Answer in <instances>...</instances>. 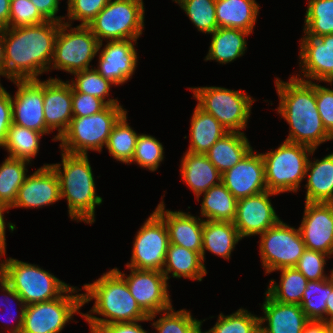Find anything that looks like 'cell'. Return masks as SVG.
I'll list each match as a JSON object with an SVG mask.
<instances>
[{
  "instance_id": "cell-4",
  "label": "cell",
  "mask_w": 333,
  "mask_h": 333,
  "mask_svg": "<svg viewBox=\"0 0 333 333\" xmlns=\"http://www.w3.org/2000/svg\"><path fill=\"white\" fill-rule=\"evenodd\" d=\"M61 157V163L49 165L57 174L61 200H67L70 220L92 225L95 222L96 205L99 206L103 199L96 192L89 157L62 150Z\"/></svg>"
},
{
  "instance_id": "cell-44",
  "label": "cell",
  "mask_w": 333,
  "mask_h": 333,
  "mask_svg": "<svg viewBox=\"0 0 333 333\" xmlns=\"http://www.w3.org/2000/svg\"><path fill=\"white\" fill-rule=\"evenodd\" d=\"M164 160V147L152 135L139 134L132 160L127 164L136 163L141 168H146L150 172L158 170Z\"/></svg>"
},
{
  "instance_id": "cell-57",
  "label": "cell",
  "mask_w": 333,
  "mask_h": 333,
  "mask_svg": "<svg viewBox=\"0 0 333 333\" xmlns=\"http://www.w3.org/2000/svg\"><path fill=\"white\" fill-rule=\"evenodd\" d=\"M326 321L333 317V277L328 278V298L326 300Z\"/></svg>"
},
{
  "instance_id": "cell-28",
  "label": "cell",
  "mask_w": 333,
  "mask_h": 333,
  "mask_svg": "<svg viewBox=\"0 0 333 333\" xmlns=\"http://www.w3.org/2000/svg\"><path fill=\"white\" fill-rule=\"evenodd\" d=\"M242 240L233 222L204 220L201 257L205 262V251L230 260L231 252Z\"/></svg>"
},
{
  "instance_id": "cell-3",
  "label": "cell",
  "mask_w": 333,
  "mask_h": 333,
  "mask_svg": "<svg viewBox=\"0 0 333 333\" xmlns=\"http://www.w3.org/2000/svg\"><path fill=\"white\" fill-rule=\"evenodd\" d=\"M82 288L86 291L82 293L83 306L95 300L90 311L82 314L89 324L90 333L103 325L141 321L149 317L131 295L125 279L114 268Z\"/></svg>"
},
{
  "instance_id": "cell-36",
  "label": "cell",
  "mask_w": 333,
  "mask_h": 333,
  "mask_svg": "<svg viewBox=\"0 0 333 333\" xmlns=\"http://www.w3.org/2000/svg\"><path fill=\"white\" fill-rule=\"evenodd\" d=\"M27 161L6 157L0 165V203L11 209L18 190L27 177Z\"/></svg>"
},
{
  "instance_id": "cell-41",
  "label": "cell",
  "mask_w": 333,
  "mask_h": 333,
  "mask_svg": "<svg viewBox=\"0 0 333 333\" xmlns=\"http://www.w3.org/2000/svg\"><path fill=\"white\" fill-rule=\"evenodd\" d=\"M199 32L211 34L218 28L216 0H175Z\"/></svg>"
},
{
  "instance_id": "cell-40",
  "label": "cell",
  "mask_w": 333,
  "mask_h": 333,
  "mask_svg": "<svg viewBox=\"0 0 333 333\" xmlns=\"http://www.w3.org/2000/svg\"><path fill=\"white\" fill-rule=\"evenodd\" d=\"M72 75H74L75 78H72L71 81L69 80L68 82L75 91L100 98L107 105L120 104L118 98L112 99L109 97L111 86L116 85L102 77L94 67L76 72Z\"/></svg>"
},
{
  "instance_id": "cell-16",
  "label": "cell",
  "mask_w": 333,
  "mask_h": 333,
  "mask_svg": "<svg viewBox=\"0 0 333 333\" xmlns=\"http://www.w3.org/2000/svg\"><path fill=\"white\" fill-rule=\"evenodd\" d=\"M300 73L294 77L312 82L333 84V34L303 36L300 40ZM301 75V76H300ZM307 78V79H306ZM311 79V80H310Z\"/></svg>"
},
{
  "instance_id": "cell-24",
  "label": "cell",
  "mask_w": 333,
  "mask_h": 333,
  "mask_svg": "<svg viewBox=\"0 0 333 333\" xmlns=\"http://www.w3.org/2000/svg\"><path fill=\"white\" fill-rule=\"evenodd\" d=\"M264 299L261 306L264 316L259 317L260 333H302L309 319L300 305L280 303L266 292Z\"/></svg>"
},
{
  "instance_id": "cell-12",
  "label": "cell",
  "mask_w": 333,
  "mask_h": 333,
  "mask_svg": "<svg viewBox=\"0 0 333 333\" xmlns=\"http://www.w3.org/2000/svg\"><path fill=\"white\" fill-rule=\"evenodd\" d=\"M305 250L299 228L281 219L260 234L259 251L265 275L281 268L295 267Z\"/></svg>"
},
{
  "instance_id": "cell-22",
  "label": "cell",
  "mask_w": 333,
  "mask_h": 333,
  "mask_svg": "<svg viewBox=\"0 0 333 333\" xmlns=\"http://www.w3.org/2000/svg\"><path fill=\"white\" fill-rule=\"evenodd\" d=\"M44 118L46 127L58 133L52 139L58 141L68 129L72 113V87L67 81L49 77L44 81Z\"/></svg>"
},
{
  "instance_id": "cell-10",
  "label": "cell",
  "mask_w": 333,
  "mask_h": 333,
  "mask_svg": "<svg viewBox=\"0 0 333 333\" xmlns=\"http://www.w3.org/2000/svg\"><path fill=\"white\" fill-rule=\"evenodd\" d=\"M62 22L54 45V54L49 70H62L74 74L90 67V62L98 54L100 42L88 25ZM69 31V32H68Z\"/></svg>"
},
{
  "instance_id": "cell-11",
  "label": "cell",
  "mask_w": 333,
  "mask_h": 333,
  "mask_svg": "<svg viewBox=\"0 0 333 333\" xmlns=\"http://www.w3.org/2000/svg\"><path fill=\"white\" fill-rule=\"evenodd\" d=\"M81 290L70 286L56 299L26 305L20 333H60L74 314H83Z\"/></svg>"
},
{
  "instance_id": "cell-9",
  "label": "cell",
  "mask_w": 333,
  "mask_h": 333,
  "mask_svg": "<svg viewBox=\"0 0 333 333\" xmlns=\"http://www.w3.org/2000/svg\"><path fill=\"white\" fill-rule=\"evenodd\" d=\"M143 0H110L88 24L100 43L103 40H138L143 34Z\"/></svg>"
},
{
  "instance_id": "cell-26",
  "label": "cell",
  "mask_w": 333,
  "mask_h": 333,
  "mask_svg": "<svg viewBox=\"0 0 333 333\" xmlns=\"http://www.w3.org/2000/svg\"><path fill=\"white\" fill-rule=\"evenodd\" d=\"M218 28H234L253 33L260 6L256 0H216Z\"/></svg>"
},
{
  "instance_id": "cell-33",
  "label": "cell",
  "mask_w": 333,
  "mask_h": 333,
  "mask_svg": "<svg viewBox=\"0 0 333 333\" xmlns=\"http://www.w3.org/2000/svg\"><path fill=\"white\" fill-rule=\"evenodd\" d=\"M203 194L201 203V216L204 220L233 222L236 217L237 199L220 182L212 186L206 192L201 193L196 200Z\"/></svg>"
},
{
  "instance_id": "cell-42",
  "label": "cell",
  "mask_w": 333,
  "mask_h": 333,
  "mask_svg": "<svg viewBox=\"0 0 333 333\" xmlns=\"http://www.w3.org/2000/svg\"><path fill=\"white\" fill-rule=\"evenodd\" d=\"M259 325V316L239 308L230 315L220 313L214 326L202 333H260Z\"/></svg>"
},
{
  "instance_id": "cell-30",
  "label": "cell",
  "mask_w": 333,
  "mask_h": 333,
  "mask_svg": "<svg viewBox=\"0 0 333 333\" xmlns=\"http://www.w3.org/2000/svg\"><path fill=\"white\" fill-rule=\"evenodd\" d=\"M210 35H212L211 43L204 60H215L224 65L234 62L245 54L248 47L245 37L251 35V32L234 28H217Z\"/></svg>"
},
{
  "instance_id": "cell-20",
  "label": "cell",
  "mask_w": 333,
  "mask_h": 333,
  "mask_svg": "<svg viewBox=\"0 0 333 333\" xmlns=\"http://www.w3.org/2000/svg\"><path fill=\"white\" fill-rule=\"evenodd\" d=\"M221 182L237 200L266 191L264 162L261 153L252 149L233 168L221 175Z\"/></svg>"
},
{
  "instance_id": "cell-54",
  "label": "cell",
  "mask_w": 333,
  "mask_h": 333,
  "mask_svg": "<svg viewBox=\"0 0 333 333\" xmlns=\"http://www.w3.org/2000/svg\"><path fill=\"white\" fill-rule=\"evenodd\" d=\"M9 208L0 203V256L6 255V223L4 218V213H9Z\"/></svg>"
},
{
  "instance_id": "cell-27",
  "label": "cell",
  "mask_w": 333,
  "mask_h": 333,
  "mask_svg": "<svg viewBox=\"0 0 333 333\" xmlns=\"http://www.w3.org/2000/svg\"><path fill=\"white\" fill-rule=\"evenodd\" d=\"M305 202L333 203V152L321 160L309 159Z\"/></svg>"
},
{
  "instance_id": "cell-51",
  "label": "cell",
  "mask_w": 333,
  "mask_h": 333,
  "mask_svg": "<svg viewBox=\"0 0 333 333\" xmlns=\"http://www.w3.org/2000/svg\"><path fill=\"white\" fill-rule=\"evenodd\" d=\"M12 124L11 94L0 83V148L6 139L7 131Z\"/></svg>"
},
{
  "instance_id": "cell-50",
  "label": "cell",
  "mask_w": 333,
  "mask_h": 333,
  "mask_svg": "<svg viewBox=\"0 0 333 333\" xmlns=\"http://www.w3.org/2000/svg\"><path fill=\"white\" fill-rule=\"evenodd\" d=\"M0 290H1V292L5 293V295L2 294L4 296L5 300L2 299L1 301L2 302L4 301V302L0 303L2 306L4 305L5 309L7 308V310L11 311L9 308L11 307L10 303L13 302V301L8 300V297L11 300H14V302L17 301L16 304L20 307V312L19 313L17 311L16 312L14 311L13 312L14 314H13L12 312L8 311L9 313H11L12 317H10V318L12 320L13 319H16V320L18 319V320L16 321L17 324L15 326L12 324L11 329L7 328V330L8 329L10 330V331H8V333H20L21 329H22L23 320H24V312H25L26 305L24 304L23 299L17 294V292L6 281H4L1 277H0ZM4 307H3V309H4ZM9 313H7V316L10 315ZM15 313H18V316H17V314L15 315ZM0 318H1V316H0Z\"/></svg>"
},
{
  "instance_id": "cell-13",
  "label": "cell",
  "mask_w": 333,
  "mask_h": 333,
  "mask_svg": "<svg viewBox=\"0 0 333 333\" xmlns=\"http://www.w3.org/2000/svg\"><path fill=\"white\" fill-rule=\"evenodd\" d=\"M169 244L166 224L153 211L135 235L132 256L126 267L162 271Z\"/></svg>"
},
{
  "instance_id": "cell-35",
  "label": "cell",
  "mask_w": 333,
  "mask_h": 333,
  "mask_svg": "<svg viewBox=\"0 0 333 333\" xmlns=\"http://www.w3.org/2000/svg\"><path fill=\"white\" fill-rule=\"evenodd\" d=\"M44 134L12 123L2 145L9 157L31 163L40 149V140Z\"/></svg>"
},
{
  "instance_id": "cell-46",
  "label": "cell",
  "mask_w": 333,
  "mask_h": 333,
  "mask_svg": "<svg viewBox=\"0 0 333 333\" xmlns=\"http://www.w3.org/2000/svg\"><path fill=\"white\" fill-rule=\"evenodd\" d=\"M47 20L39 13L30 0H11L9 27L39 25Z\"/></svg>"
},
{
  "instance_id": "cell-6",
  "label": "cell",
  "mask_w": 333,
  "mask_h": 333,
  "mask_svg": "<svg viewBox=\"0 0 333 333\" xmlns=\"http://www.w3.org/2000/svg\"><path fill=\"white\" fill-rule=\"evenodd\" d=\"M315 149L284 140L275 150L261 153L267 190L280 194L296 193L305 179L309 156Z\"/></svg>"
},
{
  "instance_id": "cell-17",
  "label": "cell",
  "mask_w": 333,
  "mask_h": 333,
  "mask_svg": "<svg viewBox=\"0 0 333 333\" xmlns=\"http://www.w3.org/2000/svg\"><path fill=\"white\" fill-rule=\"evenodd\" d=\"M106 43L103 49H101L103 43L99 44L98 66L95 69L102 77L120 86L130 80L135 73L139 58L135 48L137 40L123 39Z\"/></svg>"
},
{
  "instance_id": "cell-31",
  "label": "cell",
  "mask_w": 333,
  "mask_h": 333,
  "mask_svg": "<svg viewBox=\"0 0 333 333\" xmlns=\"http://www.w3.org/2000/svg\"><path fill=\"white\" fill-rule=\"evenodd\" d=\"M252 149L245 133L228 132L212 145L206 155L223 174L240 162Z\"/></svg>"
},
{
  "instance_id": "cell-47",
  "label": "cell",
  "mask_w": 333,
  "mask_h": 333,
  "mask_svg": "<svg viewBox=\"0 0 333 333\" xmlns=\"http://www.w3.org/2000/svg\"><path fill=\"white\" fill-rule=\"evenodd\" d=\"M110 0H67L66 23L81 21L80 25H88Z\"/></svg>"
},
{
  "instance_id": "cell-38",
  "label": "cell",
  "mask_w": 333,
  "mask_h": 333,
  "mask_svg": "<svg viewBox=\"0 0 333 333\" xmlns=\"http://www.w3.org/2000/svg\"><path fill=\"white\" fill-rule=\"evenodd\" d=\"M158 314L161 315L160 318L152 322L156 333H202L203 321L195 319L186 309L175 311L171 307L160 313L149 315V321L154 320Z\"/></svg>"
},
{
  "instance_id": "cell-37",
  "label": "cell",
  "mask_w": 333,
  "mask_h": 333,
  "mask_svg": "<svg viewBox=\"0 0 333 333\" xmlns=\"http://www.w3.org/2000/svg\"><path fill=\"white\" fill-rule=\"evenodd\" d=\"M127 121L126 111L114 124L105 146L111 157L123 164L132 160L139 135Z\"/></svg>"
},
{
  "instance_id": "cell-25",
  "label": "cell",
  "mask_w": 333,
  "mask_h": 333,
  "mask_svg": "<svg viewBox=\"0 0 333 333\" xmlns=\"http://www.w3.org/2000/svg\"><path fill=\"white\" fill-rule=\"evenodd\" d=\"M180 164L182 181L193 191L195 198L221 182L222 174L209 161L206 154L186 151Z\"/></svg>"
},
{
  "instance_id": "cell-34",
  "label": "cell",
  "mask_w": 333,
  "mask_h": 333,
  "mask_svg": "<svg viewBox=\"0 0 333 333\" xmlns=\"http://www.w3.org/2000/svg\"><path fill=\"white\" fill-rule=\"evenodd\" d=\"M279 284L271 279L266 293L274 300L284 304L300 305L307 286V278L295 267L281 268Z\"/></svg>"
},
{
  "instance_id": "cell-45",
  "label": "cell",
  "mask_w": 333,
  "mask_h": 333,
  "mask_svg": "<svg viewBox=\"0 0 333 333\" xmlns=\"http://www.w3.org/2000/svg\"><path fill=\"white\" fill-rule=\"evenodd\" d=\"M331 256L314 250L306 249L300 256L295 268L300 271L308 281H318L332 277V270L330 275L325 273V265L328 258ZM327 258V259H326Z\"/></svg>"
},
{
  "instance_id": "cell-18",
  "label": "cell",
  "mask_w": 333,
  "mask_h": 333,
  "mask_svg": "<svg viewBox=\"0 0 333 333\" xmlns=\"http://www.w3.org/2000/svg\"><path fill=\"white\" fill-rule=\"evenodd\" d=\"M276 195L279 194L266 190L237 200L233 223L241 238L260 235L280 220L269 199Z\"/></svg>"
},
{
  "instance_id": "cell-8",
  "label": "cell",
  "mask_w": 333,
  "mask_h": 333,
  "mask_svg": "<svg viewBox=\"0 0 333 333\" xmlns=\"http://www.w3.org/2000/svg\"><path fill=\"white\" fill-rule=\"evenodd\" d=\"M197 105L214 116L228 132L244 133L255 100L240 90L224 87H189Z\"/></svg>"
},
{
  "instance_id": "cell-49",
  "label": "cell",
  "mask_w": 333,
  "mask_h": 333,
  "mask_svg": "<svg viewBox=\"0 0 333 333\" xmlns=\"http://www.w3.org/2000/svg\"><path fill=\"white\" fill-rule=\"evenodd\" d=\"M317 109L326 131L333 137V89L315 83Z\"/></svg>"
},
{
  "instance_id": "cell-55",
  "label": "cell",
  "mask_w": 333,
  "mask_h": 333,
  "mask_svg": "<svg viewBox=\"0 0 333 333\" xmlns=\"http://www.w3.org/2000/svg\"><path fill=\"white\" fill-rule=\"evenodd\" d=\"M302 333H330V331L325 321L309 320Z\"/></svg>"
},
{
  "instance_id": "cell-58",
  "label": "cell",
  "mask_w": 333,
  "mask_h": 333,
  "mask_svg": "<svg viewBox=\"0 0 333 333\" xmlns=\"http://www.w3.org/2000/svg\"><path fill=\"white\" fill-rule=\"evenodd\" d=\"M0 76L5 77L3 29H0Z\"/></svg>"
},
{
  "instance_id": "cell-23",
  "label": "cell",
  "mask_w": 333,
  "mask_h": 333,
  "mask_svg": "<svg viewBox=\"0 0 333 333\" xmlns=\"http://www.w3.org/2000/svg\"><path fill=\"white\" fill-rule=\"evenodd\" d=\"M162 200L155 208V212L164 220L170 244L190 249L201 254L204 219L193 216L189 212L171 211L165 209Z\"/></svg>"
},
{
  "instance_id": "cell-32",
  "label": "cell",
  "mask_w": 333,
  "mask_h": 333,
  "mask_svg": "<svg viewBox=\"0 0 333 333\" xmlns=\"http://www.w3.org/2000/svg\"><path fill=\"white\" fill-rule=\"evenodd\" d=\"M190 145L186 151L196 154H206L208 150L228 131L211 114L198 105L190 119Z\"/></svg>"
},
{
  "instance_id": "cell-2",
  "label": "cell",
  "mask_w": 333,
  "mask_h": 333,
  "mask_svg": "<svg viewBox=\"0 0 333 333\" xmlns=\"http://www.w3.org/2000/svg\"><path fill=\"white\" fill-rule=\"evenodd\" d=\"M279 97L277 112L289 125L286 141L317 150L320 144L333 140L319 115L315 97V82L290 77L289 81L275 79Z\"/></svg>"
},
{
  "instance_id": "cell-52",
  "label": "cell",
  "mask_w": 333,
  "mask_h": 333,
  "mask_svg": "<svg viewBox=\"0 0 333 333\" xmlns=\"http://www.w3.org/2000/svg\"><path fill=\"white\" fill-rule=\"evenodd\" d=\"M47 21L65 22V16H57L60 0H30Z\"/></svg>"
},
{
  "instance_id": "cell-14",
  "label": "cell",
  "mask_w": 333,
  "mask_h": 333,
  "mask_svg": "<svg viewBox=\"0 0 333 333\" xmlns=\"http://www.w3.org/2000/svg\"><path fill=\"white\" fill-rule=\"evenodd\" d=\"M126 268L130 269L128 275L117 267L114 269L125 279L131 295L148 316L173 307L170 286L162 271Z\"/></svg>"
},
{
  "instance_id": "cell-53",
  "label": "cell",
  "mask_w": 333,
  "mask_h": 333,
  "mask_svg": "<svg viewBox=\"0 0 333 333\" xmlns=\"http://www.w3.org/2000/svg\"><path fill=\"white\" fill-rule=\"evenodd\" d=\"M148 322L149 319L135 321V322H123L112 323L100 326L94 333H149L139 322Z\"/></svg>"
},
{
  "instance_id": "cell-39",
  "label": "cell",
  "mask_w": 333,
  "mask_h": 333,
  "mask_svg": "<svg viewBox=\"0 0 333 333\" xmlns=\"http://www.w3.org/2000/svg\"><path fill=\"white\" fill-rule=\"evenodd\" d=\"M304 19V36L333 34V0H308Z\"/></svg>"
},
{
  "instance_id": "cell-19",
  "label": "cell",
  "mask_w": 333,
  "mask_h": 333,
  "mask_svg": "<svg viewBox=\"0 0 333 333\" xmlns=\"http://www.w3.org/2000/svg\"><path fill=\"white\" fill-rule=\"evenodd\" d=\"M298 227L308 250L333 255V203L305 202Z\"/></svg>"
},
{
  "instance_id": "cell-56",
  "label": "cell",
  "mask_w": 333,
  "mask_h": 333,
  "mask_svg": "<svg viewBox=\"0 0 333 333\" xmlns=\"http://www.w3.org/2000/svg\"><path fill=\"white\" fill-rule=\"evenodd\" d=\"M11 0H0V29L9 27Z\"/></svg>"
},
{
  "instance_id": "cell-1",
  "label": "cell",
  "mask_w": 333,
  "mask_h": 333,
  "mask_svg": "<svg viewBox=\"0 0 333 333\" xmlns=\"http://www.w3.org/2000/svg\"><path fill=\"white\" fill-rule=\"evenodd\" d=\"M60 22L3 29L5 78L39 79L48 72Z\"/></svg>"
},
{
  "instance_id": "cell-29",
  "label": "cell",
  "mask_w": 333,
  "mask_h": 333,
  "mask_svg": "<svg viewBox=\"0 0 333 333\" xmlns=\"http://www.w3.org/2000/svg\"><path fill=\"white\" fill-rule=\"evenodd\" d=\"M162 273L167 280L183 277L200 282L207 270L199 252L169 244Z\"/></svg>"
},
{
  "instance_id": "cell-21",
  "label": "cell",
  "mask_w": 333,
  "mask_h": 333,
  "mask_svg": "<svg viewBox=\"0 0 333 333\" xmlns=\"http://www.w3.org/2000/svg\"><path fill=\"white\" fill-rule=\"evenodd\" d=\"M61 200L59 180L49 164L27 175L11 208H43Z\"/></svg>"
},
{
  "instance_id": "cell-15",
  "label": "cell",
  "mask_w": 333,
  "mask_h": 333,
  "mask_svg": "<svg viewBox=\"0 0 333 333\" xmlns=\"http://www.w3.org/2000/svg\"><path fill=\"white\" fill-rule=\"evenodd\" d=\"M17 91L12 96V123L50 134L44 118V81L40 79L12 80Z\"/></svg>"
},
{
  "instance_id": "cell-5",
  "label": "cell",
  "mask_w": 333,
  "mask_h": 333,
  "mask_svg": "<svg viewBox=\"0 0 333 333\" xmlns=\"http://www.w3.org/2000/svg\"><path fill=\"white\" fill-rule=\"evenodd\" d=\"M0 277L17 292L25 305L56 299L71 286L38 265L12 257L0 261Z\"/></svg>"
},
{
  "instance_id": "cell-59",
  "label": "cell",
  "mask_w": 333,
  "mask_h": 333,
  "mask_svg": "<svg viewBox=\"0 0 333 333\" xmlns=\"http://www.w3.org/2000/svg\"><path fill=\"white\" fill-rule=\"evenodd\" d=\"M327 325H328V328H329V331L330 333H333V317L332 318H329L327 321H326Z\"/></svg>"
},
{
  "instance_id": "cell-43",
  "label": "cell",
  "mask_w": 333,
  "mask_h": 333,
  "mask_svg": "<svg viewBox=\"0 0 333 333\" xmlns=\"http://www.w3.org/2000/svg\"><path fill=\"white\" fill-rule=\"evenodd\" d=\"M328 278L308 281L300 306L309 320L326 322Z\"/></svg>"
},
{
  "instance_id": "cell-7",
  "label": "cell",
  "mask_w": 333,
  "mask_h": 333,
  "mask_svg": "<svg viewBox=\"0 0 333 333\" xmlns=\"http://www.w3.org/2000/svg\"><path fill=\"white\" fill-rule=\"evenodd\" d=\"M123 105H107L102 111L86 117H73L66 132L58 141L59 148L70 154L88 155L102 151L114 124L126 112Z\"/></svg>"
},
{
  "instance_id": "cell-48",
  "label": "cell",
  "mask_w": 333,
  "mask_h": 333,
  "mask_svg": "<svg viewBox=\"0 0 333 333\" xmlns=\"http://www.w3.org/2000/svg\"><path fill=\"white\" fill-rule=\"evenodd\" d=\"M107 104L90 94L77 92L72 88L73 117H86L102 111Z\"/></svg>"
}]
</instances>
